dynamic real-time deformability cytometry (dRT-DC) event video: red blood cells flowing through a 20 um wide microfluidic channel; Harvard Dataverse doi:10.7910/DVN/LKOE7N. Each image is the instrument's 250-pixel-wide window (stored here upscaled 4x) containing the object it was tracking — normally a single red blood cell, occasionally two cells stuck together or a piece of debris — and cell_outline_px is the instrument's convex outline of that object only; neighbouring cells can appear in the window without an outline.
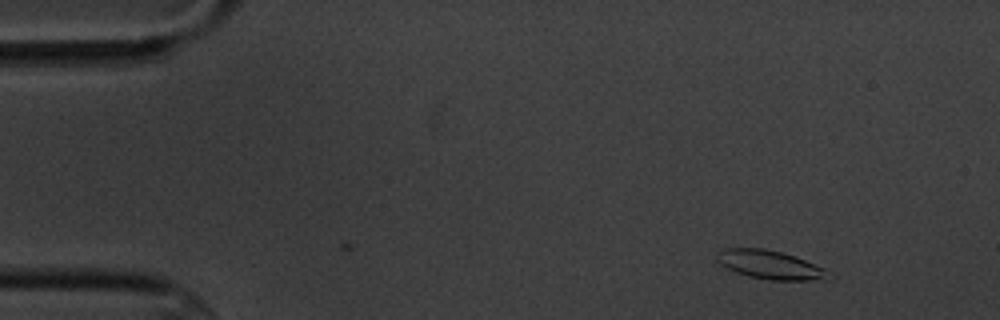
{"species": "common noctule bat (a hibernating species)", "species_latin": "Nyctalus noctula", "temperature_condition": "cold", "stored_images_in_passage": 2, "camera_frame_rate_fps": 3000, "um_per_image_px": 0.085, "animal": {"sex": "male", "body_mass_g": 20.1, "forearm_length_mm": 53.5}, "frame": {"image": 1, "passage_image": 2, "time_ms": 1.333, "image_size_px": [1000, 320], "cell_outline_px": [[836, 276], [832, 280], [768, 280], [748, 276], [736, 272], [720, 264], [716, 260], [716, 252], [724, 248], [764, 248], [780, 252], [804, 260], [824, 268]], "centroid_in_image_um": [65.5, 22.52], "position_along_channel_um": 19.5, "area_um2": 18.84}}